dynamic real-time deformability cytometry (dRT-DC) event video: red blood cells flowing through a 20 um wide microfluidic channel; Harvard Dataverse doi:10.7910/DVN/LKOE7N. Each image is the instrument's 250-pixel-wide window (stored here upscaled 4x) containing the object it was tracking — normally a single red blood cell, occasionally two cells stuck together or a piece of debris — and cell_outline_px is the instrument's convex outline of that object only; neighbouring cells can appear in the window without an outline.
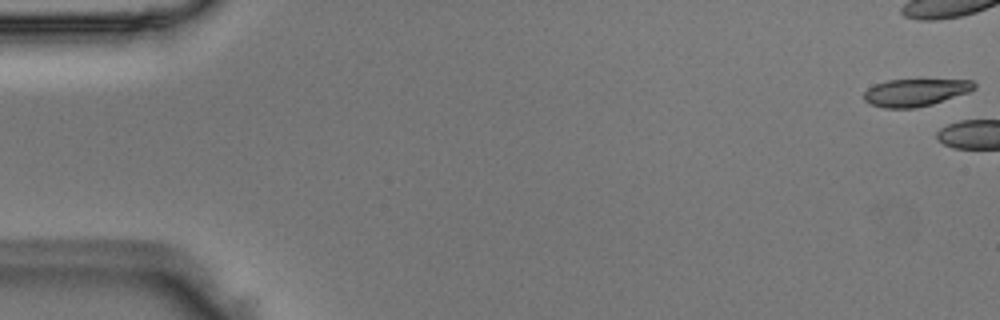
{"species": "Egyptian fruit bat (a non-hibernating species)", "species_latin": "Rousettus aegyptiacus", "temperature_condition": "room temperature", "stored_images_in_passage": 8, "camera_frame_rate_fps": 3000, "um_per_image_px": 0.085, "animal": {"sex": "male"}, "frame": {"image": 1, "passage_image": 1, "time_ms": 0.0, "image_size_px": [1000, 320], "cell_outline_px": [[976, 88], [968, 92], [932, 104], [912, 108], [884, 108], [872, 104], [864, 100], [864, 92], [868, 88], [876, 84], [888, 80], [972, 80], [976, 84]], "centroid_in_image_um": [77.8, 7.86], "position_along_channel_um": 7.2, "area_um2": 17.34}}